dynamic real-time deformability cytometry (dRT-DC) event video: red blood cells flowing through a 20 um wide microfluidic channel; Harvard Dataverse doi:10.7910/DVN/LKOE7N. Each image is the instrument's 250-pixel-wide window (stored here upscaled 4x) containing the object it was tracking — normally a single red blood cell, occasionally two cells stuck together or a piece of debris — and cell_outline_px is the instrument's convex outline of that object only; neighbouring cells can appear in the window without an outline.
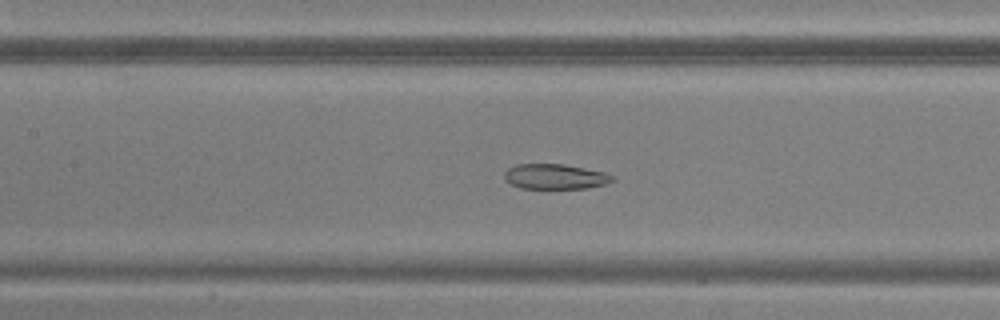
{"species": "common noctule bat (a hibernating species)", "species_latin": "Nyctalus noctula", "temperature_condition": "warm", "stored_images_in_passage": 50, "segment_of_instrument_passage": [1, 2], "camera_frame_rate_fps": 3000, "um_per_image_px": 0.085, "animal": {"sex": "male", "body_mass_g": 20.5, "forearm_length_mm": 52.5}, "frame": {"image": 1, "passage_image": 22, "time_ms": 7.0, "image_size_px": [1000, 320], "cell_outline_px": [[616, 180], [604, 184], [588, 188], [520, 188], [504, 180], [504, 172], [508, 168], [516, 164], [564, 164], [604, 172], [612, 176]], "centroid_in_image_um": [47.16, 15.0], "position_along_channel_um": 160.2, "area_um2": 15.78}}
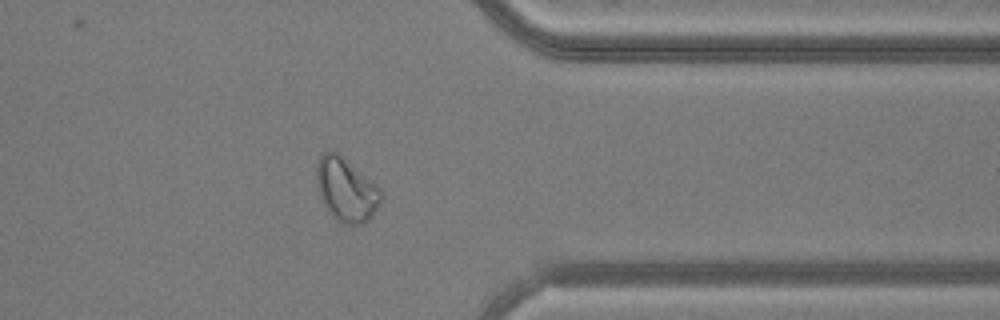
{"frame": {"image": 2, "passage_image": 39, "time_ms": 12.667, "image_size_px": [1000, 320], "cell_outline_px": [[380, 200], [372, 216], [364, 224], [344, 224], [336, 220], [332, 216], [324, 204], [320, 196], [316, 176], [316, 168], [320, 156], [324, 152], [336, 152], [372, 180], [380, 188]], "centroid_in_image_um": [29.41, 16.14], "position_along_channel_um": 382.0, "area_um2": 23.41}}
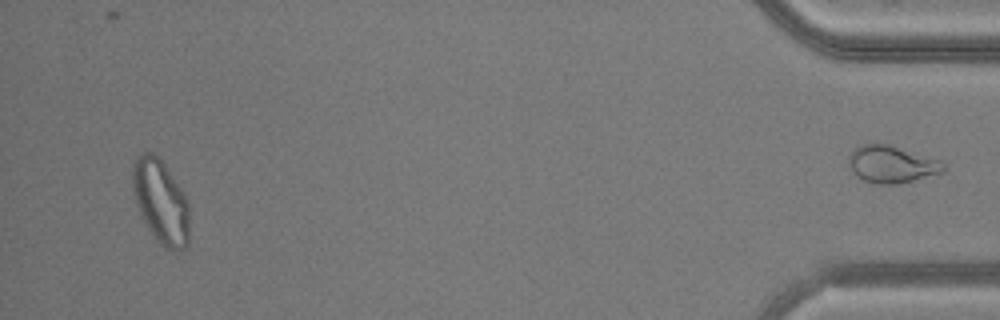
{"frame": {"image": 3, "passage_image": 47, "time_ms": 15.333, "image_size_px": [1000, 320], "cell_outline_px": [[188, 244], [180, 252], [176, 252], [164, 248], [152, 236], [136, 204], [132, 192], [132, 164], [144, 152], [152, 152], [164, 164], [188, 200]], "centroid_in_image_um": [13.65, 17.19], "position_along_channel_um": 421.5, "area_um2": 27.69}}